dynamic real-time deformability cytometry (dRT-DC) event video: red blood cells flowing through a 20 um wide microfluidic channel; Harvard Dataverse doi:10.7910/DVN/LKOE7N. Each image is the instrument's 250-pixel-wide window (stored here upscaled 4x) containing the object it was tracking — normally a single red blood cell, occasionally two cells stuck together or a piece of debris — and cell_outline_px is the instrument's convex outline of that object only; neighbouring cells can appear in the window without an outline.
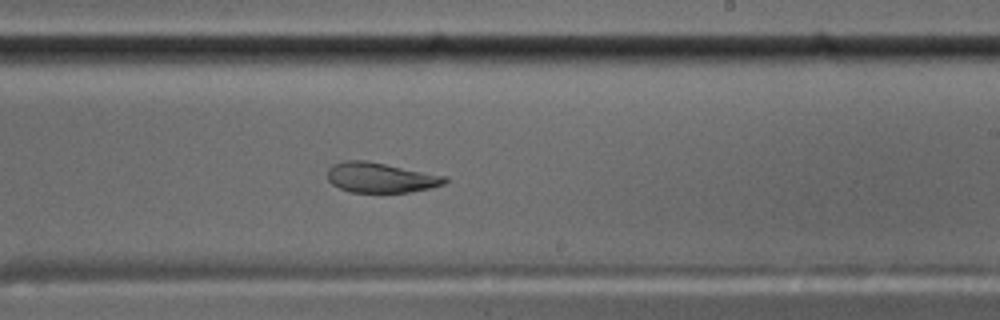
{"species": "common noctule bat (a hibernating species)", "species_latin": "Nyctalus noctula", "temperature_condition": "cold", "stored_images_in_passage": 57, "camera_frame_rate_fps": 3000, "um_per_image_px": 0.085, "animal": {"sex": "male", "body_mass_g": 17.5, "forearm_length_mm": 52.3}, "frame": {"image": 1, "passage_image": 34, "time_ms": 11.0, "image_size_px": [1000, 320], "cell_outline_px": [[448, 180], [444, 184], [412, 192], [352, 192], [340, 188], [332, 184], [328, 180], [328, 168], [332, 164], [344, 160], [364, 160], [448, 176]], "centroid_in_image_um": [32.35, 15.09], "position_along_channel_um": 256.7, "area_um2": 20.52}}
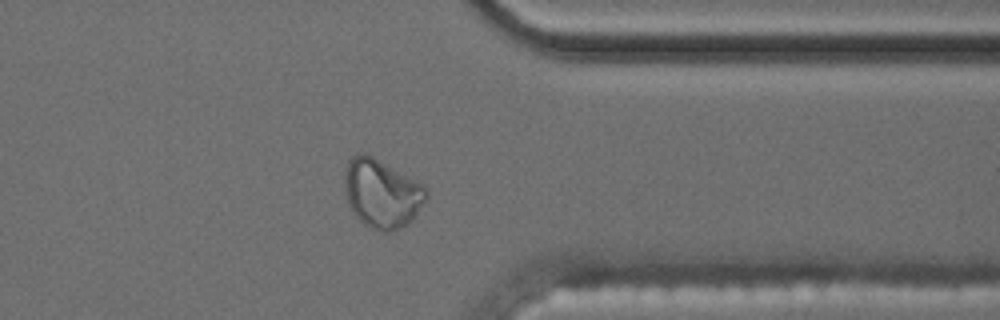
{"frame": {"image": 2, "passage_image": 45, "time_ms": 14.667, "image_size_px": [1000, 320], "cell_outline_px": [[428, 196], [412, 220], [400, 228], [392, 232], [388, 232], [372, 228], [364, 224], [352, 212], [348, 204], [344, 188], [344, 172], [348, 160], [356, 152], [364, 152], [372, 156], [424, 184], [428, 192]], "centroid_in_image_um": [32.43, 16.42], "position_along_channel_um": 379.0, "area_um2": 32.89}, "authors_computed_cell_mechanics": {"area_um2": 21.6172, "velocity_mm_per_s": 3.4818, "shape_relaxation_time_tau1_ms": null, "shape_relaxation_time_tau2_ms": 2.1002, "deformation_change_tau1": null, "deformation_change_tau2": 0.0769}}